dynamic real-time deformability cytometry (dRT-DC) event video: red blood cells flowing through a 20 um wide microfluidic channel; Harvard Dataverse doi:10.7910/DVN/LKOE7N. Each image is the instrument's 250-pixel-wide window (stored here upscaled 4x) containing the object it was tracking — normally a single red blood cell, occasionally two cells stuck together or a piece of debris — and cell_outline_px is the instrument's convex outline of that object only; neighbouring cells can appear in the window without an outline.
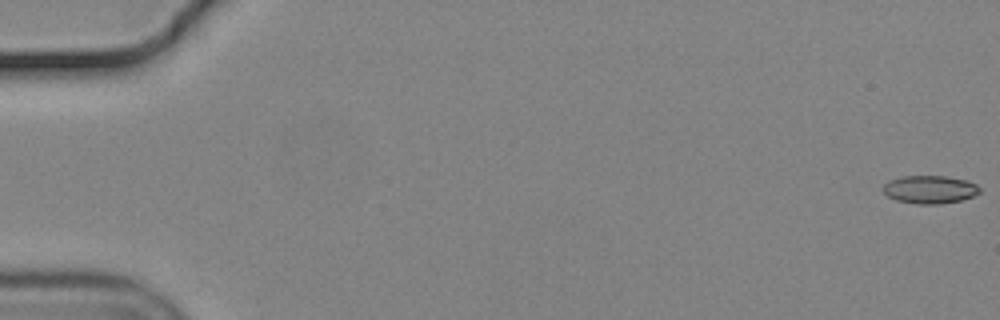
{"species": "common noctule bat (a hibernating species)", "species_latin": "Nyctalus noctula", "temperature_condition": "cold", "stored_images_in_passage": 13, "camera_frame_rate_fps": 3000, "um_per_image_px": 0.085, "animal": {"sex": "male", "body_mass_g": 19.2, "forearm_length_mm": 51.8}, "frame": {"image": 1, "passage_image": 1, "time_ms": 0.0, "image_size_px": [1000, 320], "cell_outline_px": [[980, 192], [972, 196], [960, 200], [940, 204], [916, 204], [896, 200], [888, 196], [884, 192], [884, 184], [888, 180], [900, 176], [944, 176], [968, 180], [976, 184], [980, 188]], "centroid_in_image_um": [79.03, 16.1], "position_along_channel_um": 6.0, "area_um2": 15.78}}